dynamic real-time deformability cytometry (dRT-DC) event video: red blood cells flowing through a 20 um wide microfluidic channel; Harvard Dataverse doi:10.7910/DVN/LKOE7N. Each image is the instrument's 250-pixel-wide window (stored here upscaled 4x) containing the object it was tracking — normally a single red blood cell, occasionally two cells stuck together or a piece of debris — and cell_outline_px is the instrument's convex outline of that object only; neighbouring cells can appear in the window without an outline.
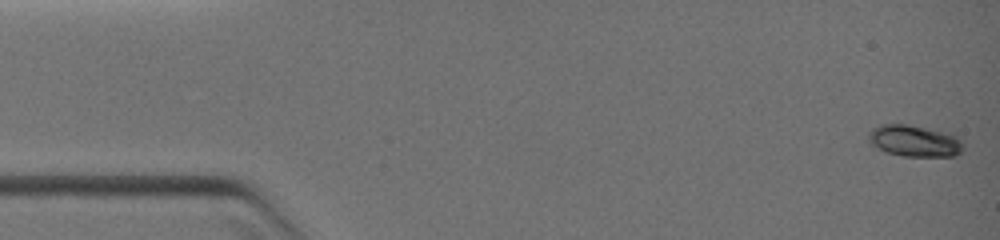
{"species": "common noctule bat (a hibernating species)", "species_latin": "Nyctalus noctula", "temperature_condition": "warm", "stored_images_in_passage": 9, "camera_frame_rate_fps": 3000, "um_per_image_px": 0.085, "animal": {"sex": "female", "body_mass_g": 19.0, "forearm_length_mm": 51.5}, "frame": {"image": 1, "passage_image": 1, "time_ms": 0.0, "image_size_px": [1000, 240], "cell_outline_px": [[964, 148], [956, 156], [904, 156], [888, 152], [872, 144], [868, 140], [868, 132], [872, 128], [880, 124], [908, 124], [944, 132], [956, 136], [964, 144]], "centroid_in_image_um": [77.73, 11.97], "position_along_channel_um": 7.3, "area_um2": 17.28}}
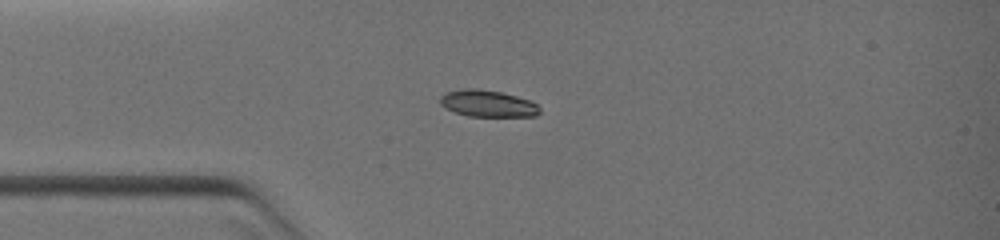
{"frame": {"image": 2, "passage_image": 7, "time_ms": 3.0, "image_size_px": [1000, 240], "cell_outline_px": [[540, 112], [536, 116], [468, 116], [444, 108], [440, 104], [440, 96], [448, 92], [464, 88], [480, 88], [500, 92], [532, 100], [540, 108]], "centroid_in_image_um": [41.46, 8.79], "position_along_channel_um": 43.5, "area_um2": 15.55}}
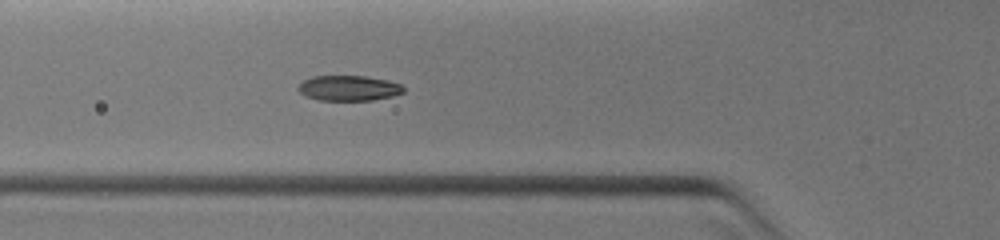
{"frame": {"image": 3, "passage_image": 9, "time_ms": 4.333, "image_size_px": [1000, 240], "cell_outline_px": [[404, 92], [392, 96], [372, 100], [320, 100], [304, 96], [296, 88], [304, 80], [312, 76], [368, 76], [388, 80], [400, 84], [404, 88]], "centroid_in_image_um": [29.63, 7.48], "position_along_channel_um": 96.2, "area_um2": 15.55}}